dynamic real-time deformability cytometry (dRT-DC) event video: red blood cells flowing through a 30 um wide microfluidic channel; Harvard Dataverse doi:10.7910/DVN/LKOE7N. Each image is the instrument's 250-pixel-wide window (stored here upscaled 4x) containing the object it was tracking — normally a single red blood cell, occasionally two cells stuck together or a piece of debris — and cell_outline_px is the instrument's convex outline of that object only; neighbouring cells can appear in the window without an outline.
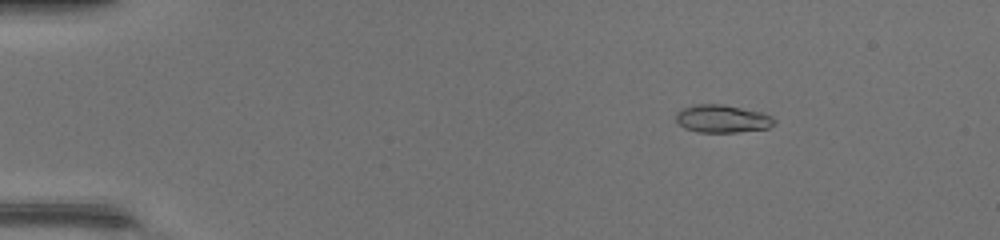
{"species": "common noctule bat (a hibernating species)", "species_latin": "Nyctalus noctula", "temperature_condition": "warm", "stored_images_in_passage": 48, "camera_frame_rate_fps": 3000, "um_per_image_px": 0.085, "animal": {"sex": "female", "body_mass_g": 17.0, "forearm_length_mm": 48.0}, "frame": {"image": 1, "passage_image": 8, "time_ms": 2.333, "image_size_px": [1000, 240], "cell_outline_px": [[776, 124], [768, 128], [736, 132], [696, 132], [684, 128], [676, 120], [676, 112], [680, 108], [692, 104], [724, 104], [760, 112], [772, 116], [776, 120]], "centroid_in_image_um": [61.37, 10.08], "position_along_channel_um": 23.6, "area_um2": 16.13}}
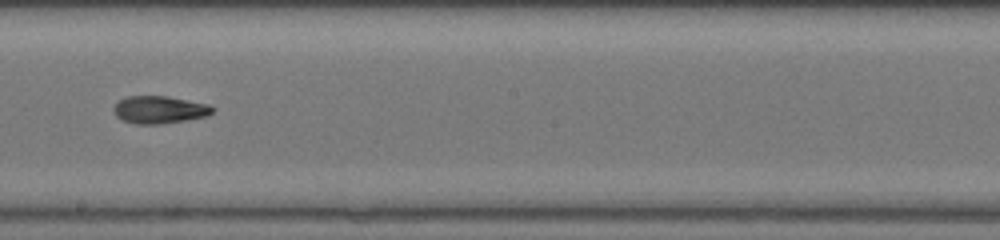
{"frame": {"image": 2, "passage_image": 29, "time_ms": 9.333, "image_size_px": [1000, 240], "cell_outline_px": [[216, 108], [208, 116], [160, 124], [136, 124], [120, 120], [116, 116], [112, 108], [120, 100], [128, 96], [164, 96], [208, 104]], "centroid_in_image_um": [13.53, 9.33], "position_along_channel_um": 234.7, "area_um2": 15.78}}
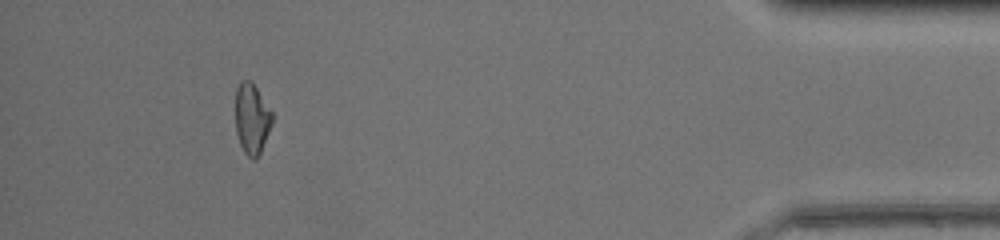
{"frame": {"image": 3, "passage_image": 45, "time_ms": 14.667, "image_size_px": [1000, 240], "cell_outline_px": [[272, 124], [260, 152], [256, 160], [252, 160], [244, 152], [240, 144], [236, 132], [236, 88], [240, 80], [252, 80], [272, 112]], "centroid_in_image_um": [21.4, 10.07], "position_along_channel_um": 413.8, "area_um2": 15.14}, "authors_computed_cell_mechanics": {"area_um2": 15.6927, "velocity_mm_per_s": 4.4536, "shape_relaxation_time_tau1_ms": 3.7784, "shape_relaxation_time_tau2_ms": 2.5045, "deformation_change_tau1": 0.2109, "deformation_change_tau2": 0.1058}}